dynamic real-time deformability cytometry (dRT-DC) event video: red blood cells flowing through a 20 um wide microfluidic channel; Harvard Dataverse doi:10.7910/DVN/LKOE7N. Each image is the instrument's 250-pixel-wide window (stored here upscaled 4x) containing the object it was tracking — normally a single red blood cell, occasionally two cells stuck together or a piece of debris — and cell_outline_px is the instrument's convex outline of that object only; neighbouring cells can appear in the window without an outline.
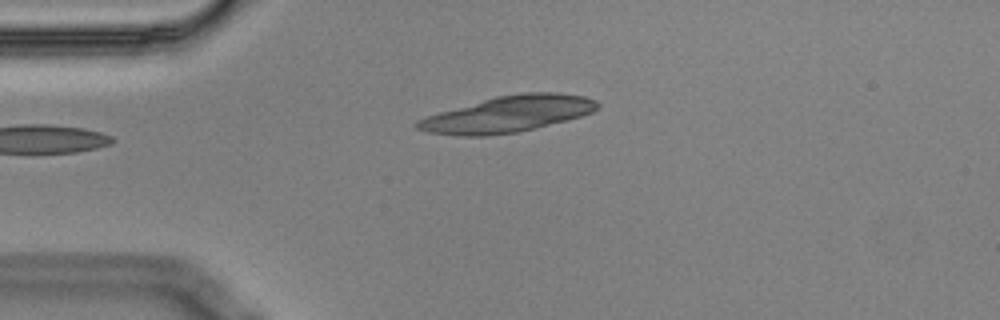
{"species": "Egyptian fruit bat (a non-hibernating species)", "species_latin": "Rousettus aegyptiacus", "temperature_condition": "cold", "stored_images_in_passage": 4, "camera_frame_rate_fps": 3000, "um_per_image_px": 0.085, "animal": {"sex": "male"}, "frame": {"image": 1, "passage_image": 4, "time_ms": 1.0, "image_size_px": [1000, 320], "cell_outline_px": [[600, 104], [592, 112], [580, 116], [520, 132], [488, 136], [460, 136], [428, 132], [416, 128], [412, 124], [416, 120], [440, 112], [496, 96], [524, 92], [556, 92], [584, 96], [596, 100]], "centroid_in_image_um": [43.15, 9.7], "position_along_channel_um": 41.9, "area_um2": 37.8}}